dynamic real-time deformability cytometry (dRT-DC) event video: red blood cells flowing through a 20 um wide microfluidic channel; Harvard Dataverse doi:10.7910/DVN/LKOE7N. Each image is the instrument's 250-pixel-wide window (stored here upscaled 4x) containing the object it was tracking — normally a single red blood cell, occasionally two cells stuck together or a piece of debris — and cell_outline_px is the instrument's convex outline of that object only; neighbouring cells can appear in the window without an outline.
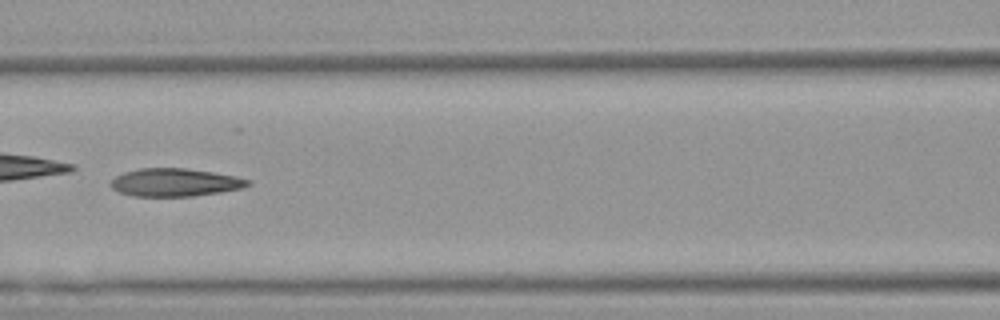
{"species": "Egyptian fruit bat (a non-hibernating species)", "species_latin": "Rousettus aegyptiacus", "temperature_condition": "warm", "stored_images_in_passage": 36, "camera_frame_rate_fps": 3000, "um_per_image_px": 0.085, "animal": {"sex": "female"}, "frame": {"image": 1, "passage_image": 11, "time_ms": 3.333, "image_size_px": [1000, 320], "cell_outline_px": [[252, 184], [244, 188], [220, 192], [192, 196], [132, 196], [120, 192], [112, 188], [108, 184], [116, 176], [124, 172], [140, 168], [184, 168], [212, 172], [236, 176], [252, 180]], "centroid_in_image_um": [14.9, 15.5], "position_along_channel_um": 151.7, "area_um2": 22.43}, "authors_computed_cell_mechanics": {"area_um2": 22.6576, "velocity_mm_per_s": 3.9208, "shape_relaxation_time_tau1_ms": null, "shape_relaxation_time_tau2_ms": 5.4272, "deformation_change_tau1": null, "deformation_change_tau2": 0.1505}}